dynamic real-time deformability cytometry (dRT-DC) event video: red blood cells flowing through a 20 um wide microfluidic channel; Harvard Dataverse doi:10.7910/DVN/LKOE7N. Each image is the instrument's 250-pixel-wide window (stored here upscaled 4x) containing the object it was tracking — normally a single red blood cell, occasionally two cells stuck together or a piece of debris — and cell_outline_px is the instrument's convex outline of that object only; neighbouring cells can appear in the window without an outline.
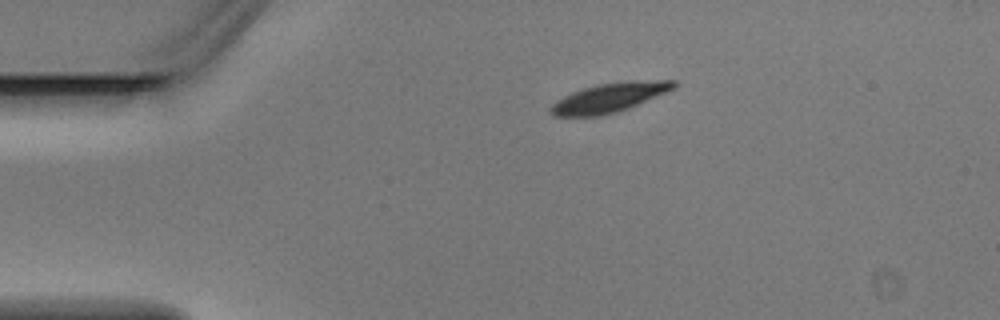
{"species": "Egyptian fruit bat (a non-hibernating species)", "species_latin": "Rousettus aegyptiacus", "temperature_condition": "warm", "stored_images_in_passage": 4, "camera_frame_rate_fps": 3000, "um_per_image_px": 0.085, "animal": {"sex": "male"}, "frame": {"image": 1, "passage_image": 1, "time_ms": 0.0, "image_size_px": [1000, 320], "cell_outline_px": [[676, 88], [628, 108], [616, 112], [600, 116], [552, 116], [548, 112], [548, 108], [556, 100], [572, 92], [596, 84], [628, 80], [676, 80]], "centroid_in_image_um": [51.77, 8.29], "position_along_channel_um": 33.2, "area_um2": 21.15}}